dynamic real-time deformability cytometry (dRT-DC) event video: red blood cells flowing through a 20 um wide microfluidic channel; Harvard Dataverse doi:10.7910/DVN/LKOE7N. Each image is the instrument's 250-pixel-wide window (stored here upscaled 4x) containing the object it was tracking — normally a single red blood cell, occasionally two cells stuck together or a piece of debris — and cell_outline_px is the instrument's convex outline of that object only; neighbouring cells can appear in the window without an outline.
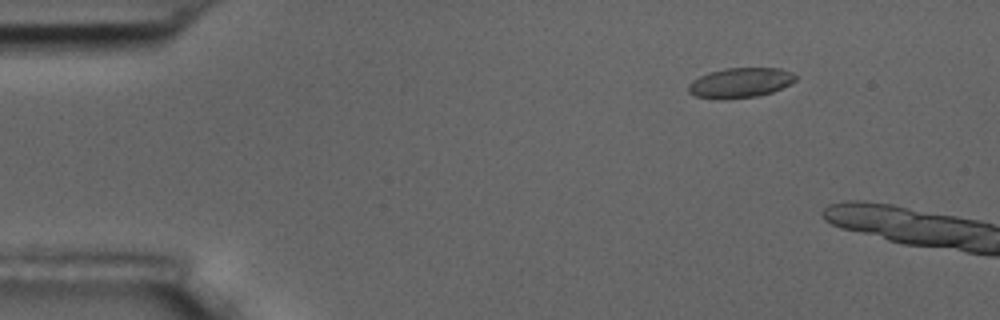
{"species": "common noctule bat (a hibernating species)", "species_latin": "Nyctalus noctula", "temperature_condition": "room temperature", "stored_images_in_passage": 4, "camera_frame_rate_fps": 3000, "um_per_image_px": 0.085, "animal": {"sex": "male", "body_mass_g": 17.5, "forearm_length_mm": 52.3}, "frame": {"image": 1, "passage_image": 2, "time_ms": 2.0, "image_size_px": [1000, 320], "cell_outline_px": [[796, 80], [772, 92], [760, 96], [696, 96], [688, 92], [688, 84], [692, 80], [708, 72], [724, 68], [780, 68], [792, 72], [796, 76]], "centroid_in_image_um": [62.95, 6.97], "position_along_channel_um": 22.0, "area_um2": 17.92}}